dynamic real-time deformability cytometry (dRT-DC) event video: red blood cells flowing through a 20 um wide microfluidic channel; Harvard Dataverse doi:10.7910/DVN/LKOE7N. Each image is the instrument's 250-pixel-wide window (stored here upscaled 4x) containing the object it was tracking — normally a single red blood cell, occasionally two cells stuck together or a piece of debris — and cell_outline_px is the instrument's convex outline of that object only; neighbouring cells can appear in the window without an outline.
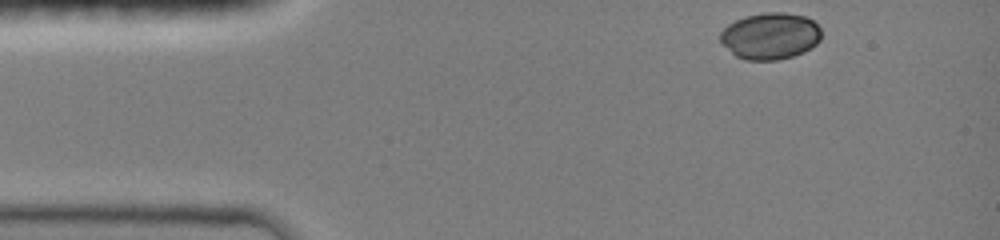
{"species": "common noctule bat (a hibernating species)", "species_latin": "Nyctalus noctula", "temperature_condition": "room temperature", "stored_images_in_passage": 37, "camera_frame_rate_fps": 3000, "um_per_image_px": 0.085, "animal": {"sex": "female", "body_mass_g": 19.0, "forearm_length_mm": 51.5}, "frame": {"image": 1, "passage_image": 1, "time_ms": 0.0, "image_size_px": [1000, 240], "cell_outline_px": [[820, 40], [816, 44], [804, 52], [792, 56], [776, 60], [744, 60], [736, 56], [720, 40], [720, 32], [728, 24], [736, 20], [748, 16], [764, 12], [784, 12], [804, 16], [812, 20], [820, 28]], "centroid_in_image_um": [65.48, 3.06], "position_along_channel_um": 19.5, "area_um2": 27.28}}
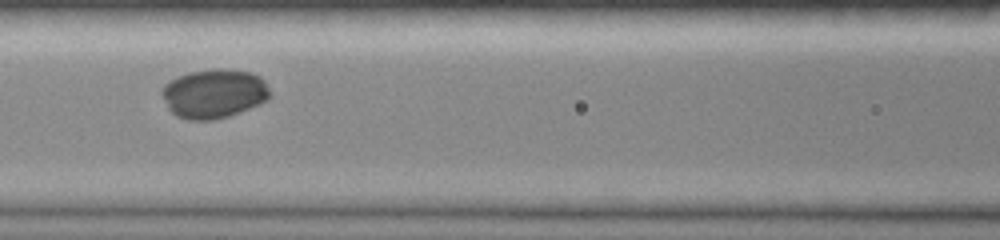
{"frame": {"image": 2, "passage_image": 16, "time_ms": 5.0, "image_size_px": [1000, 240], "cell_outline_px": [[268, 100], [260, 104], [240, 112], [228, 116], [212, 120], [188, 120], [176, 116], [168, 108], [160, 92], [164, 84], [176, 76], [192, 72], [216, 68], [228, 68], [252, 72], [260, 76], [264, 80], [268, 88]], "centroid_in_image_um": [18.17, 7.94], "position_along_channel_um": 148.4, "area_um2": 31.15}}
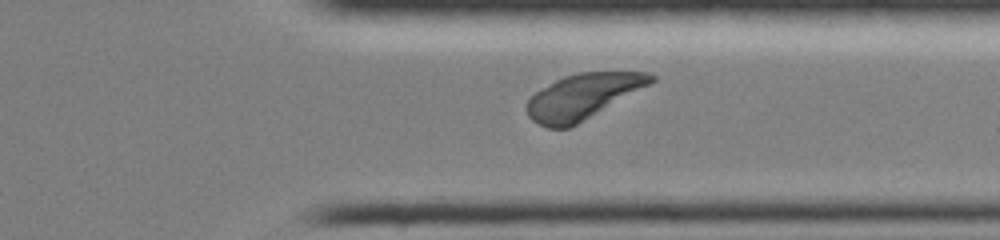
{"frame": {"image": 3, "passage_image": 32, "time_ms": 10.333, "image_size_px": [1000, 240], "cell_outline_px": [[656, 80], [576, 124], [568, 128], [548, 128], [532, 120], [528, 116], [524, 108], [524, 104], [536, 92], [556, 80], [564, 76], [576, 72], [648, 72], [656, 76]], "centroid_in_image_um": [49.48, 8.19], "position_along_channel_um": 361.9, "area_um2": 32.14}}